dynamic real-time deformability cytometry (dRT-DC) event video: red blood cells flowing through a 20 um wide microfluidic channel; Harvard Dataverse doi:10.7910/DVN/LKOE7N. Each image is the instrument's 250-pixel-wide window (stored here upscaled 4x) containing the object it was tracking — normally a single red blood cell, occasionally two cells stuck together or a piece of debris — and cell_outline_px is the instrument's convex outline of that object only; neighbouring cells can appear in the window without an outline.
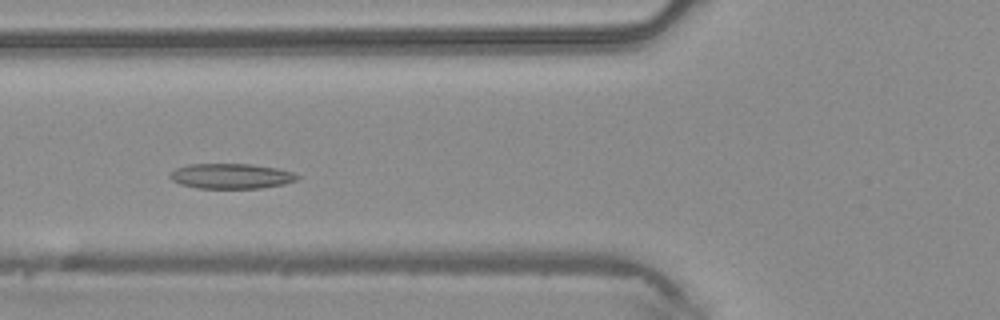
{"species": "common noctule bat (a hibernating species)", "species_latin": "Nyctalus noctula", "temperature_condition": "warm", "stored_images_in_passage": 43, "camera_frame_rate_fps": 3000, "um_per_image_px": 0.085, "animal": {"sex": "male", "body_mass_g": 20.4}, "frame": {"image": 1, "passage_image": 14, "time_ms": 4.333, "image_size_px": [1000, 320], "cell_outline_px": [[300, 176], [296, 180], [284, 184], [260, 188], [196, 188], [180, 184], [172, 180], [168, 176], [176, 168], [188, 164], [252, 164], [276, 168], [292, 172]], "centroid_in_image_um": [19.63, 14.97], "position_along_channel_um": 106.2, "area_um2": 18.61}}
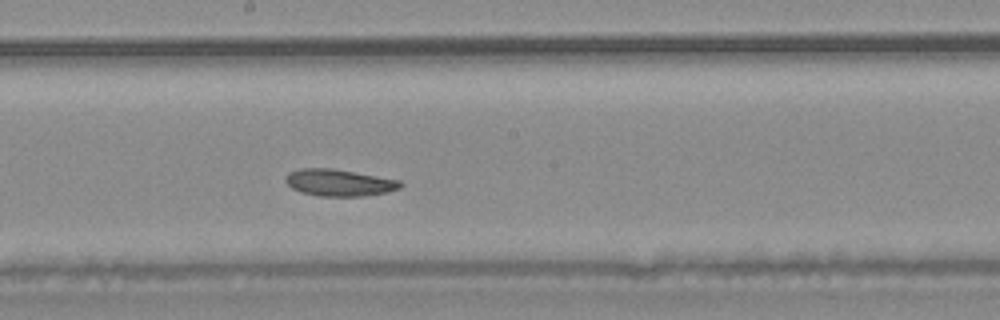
{"frame": {"image": 2, "passage_image": 22, "time_ms": 7.0, "image_size_px": [1000, 320], "cell_outline_px": [[404, 184], [400, 188], [384, 192], [364, 196], [316, 196], [300, 192], [292, 188], [284, 180], [288, 172], [300, 168], [332, 168], [400, 180]], "centroid_in_image_um": [28.79, 15.52], "position_along_channel_um": 219.4, "area_um2": 17.98}}
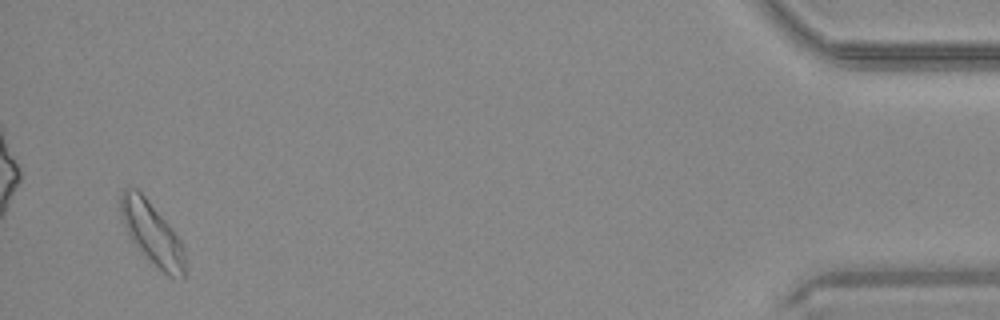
{"frame": {"image": 3, "passage_image": 42, "time_ms": 13.667, "image_size_px": [1000, 320], "cell_outline_px": [[184, 276], [168, 276], [144, 256], [140, 252], [132, 240], [124, 224], [120, 212], [120, 196], [124, 188], [136, 188], [144, 196], [168, 224], [180, 240], [184, 248]], "centroid_in_image_um": [12.9, 19.82], "position_along_channel_um": 422.3, "area_um2": 22.77}}